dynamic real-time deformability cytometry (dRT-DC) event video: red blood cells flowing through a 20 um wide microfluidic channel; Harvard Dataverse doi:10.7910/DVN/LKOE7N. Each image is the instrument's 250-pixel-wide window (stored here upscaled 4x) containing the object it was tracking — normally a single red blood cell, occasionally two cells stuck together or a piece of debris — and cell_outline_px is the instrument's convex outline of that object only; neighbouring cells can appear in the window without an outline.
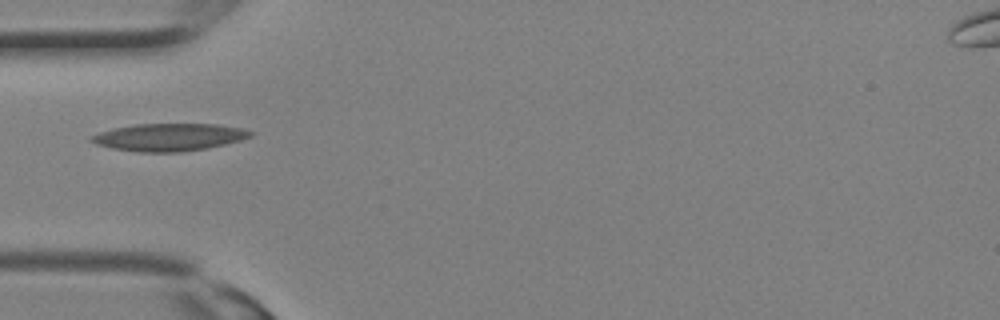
{"species": "Egyptian fruit bat (a non-hibernating species)", "species_latin": "Rousettus aegyptiacus", "temperature_condition": "room temperature", "stored_images_in_passage": 8, "camera_frame_rate_fps": 3000, "um_per_image_px": 0.085, "animal": {"sex": "female"}, "frame": {"image": 1, "passage_image": 1, "time_ms": 0.0, "image_size_px": [1000, 320], "cell_outline_px": [[252, 136], [240, 140], [208, 148], [180, 152], [136, 152], [112, 148], [96, 144], [88, 140], [88, 136], [112, 128], [136, 124], [216, 124], [244, 128], [252, 132]], "centroid_in_image_um": [14.33, 11.66], "position_along_channel_um": 70.7, "area_um2": 25.61}}
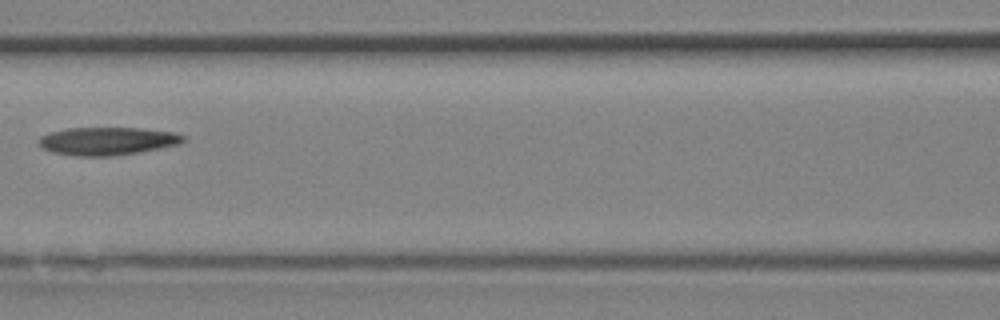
{"frame": {"image": 2, "passage_image": 5, "time_ms": 1.333, "image_size_px": [1000, 320], "cell_outline_px": [[184, 140], [180, 144], [160, 148], [112, 156], [76, 156], [56, 152], [44, 148], [36, 140], [40, 136], [48, 132], [68, 128], [140, 128], [172, 132], [184, 136]], "centroid_in_image_um": [9.1, 11.98], "position_along_channel_um": 157.5, "area_um2": 23.29}}
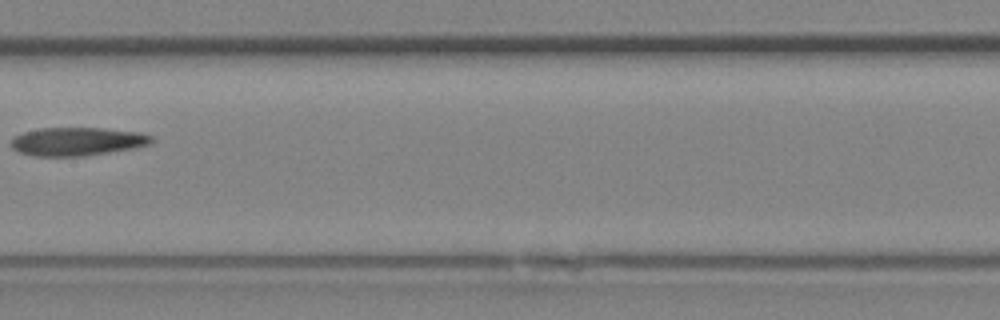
{"frame": {"image": 3, "passage_image": 7, "time_ms": 2.0, "image_size_px": [1000, 320], "cell_outline_px": [[156, 140], [152, 144], [136, 148], [80, 156], [32, 156], [20, 152], [12, 148], [12, 136], [24, 132], [40, 128], [104, 128], [140, 132], [152, 136]], "centroid_in_image_um": [6.61, 12.02], "position_along_channel_um": 200.8, "area_um2": 23.35}}